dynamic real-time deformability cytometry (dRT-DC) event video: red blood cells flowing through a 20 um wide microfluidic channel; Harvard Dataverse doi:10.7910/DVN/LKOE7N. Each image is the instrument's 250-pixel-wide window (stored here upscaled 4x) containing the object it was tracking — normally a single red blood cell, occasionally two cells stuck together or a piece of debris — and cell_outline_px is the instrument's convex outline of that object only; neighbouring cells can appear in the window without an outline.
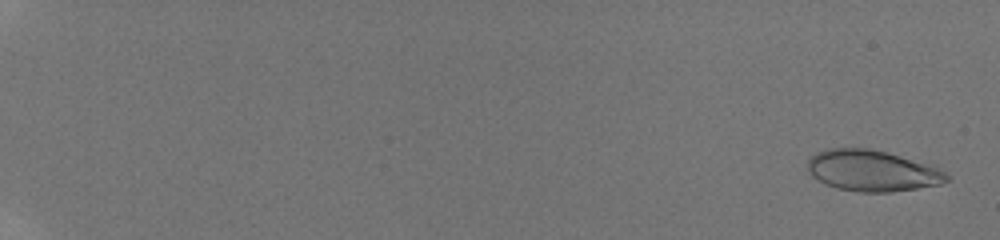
{"species": "human", "species_latin": "Homo sapiens", "temperature_condition": "room temperature", "stored_images_in_passage": 29, "camera_frame_rate_fps": 3000, "um_per_image_px": 0.085, "donor": {"sex": "male"}, "frame": {"image": 1, "passage_image": 2, "time_ms": 0.333, "image_size_px": [1000, 240], "cell_outline_px": [[948, 180], [940, 184], [892, 192], [860, 192], [836, 188], [824, 184], [812, 176], [808, 172], [808, 160], [816, 152], [828, 148], [868, 148], [888, 152], [936, 164], [948, 176]], "centroid_in_image_um": [74.17, 14.5], "position_along_channel_um": 10.8, "area_um2": 33.81}}
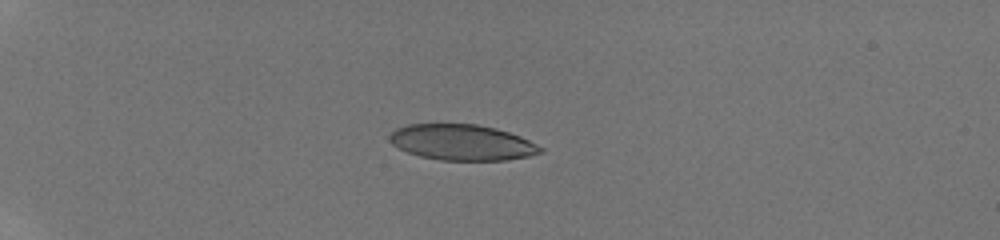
{"frame": {"image": 2, "passage_image": 17, "time_ms": 5.333, "image_size_px": [1000, 240], "cell_outline_px": [[544, 152], [528, 156], [504, 160], [440, 160], [420, 156], [408, 152], [392, 144], [388, 140], [388, 136], [396, 128], [408, 124], [476, 124], [496, 128], [520, 136], [544, 148]], "centroid_in_image_um": [39.26, 12.1], "position_along_channel_um": 45.7, "area_um2": 31.39}}
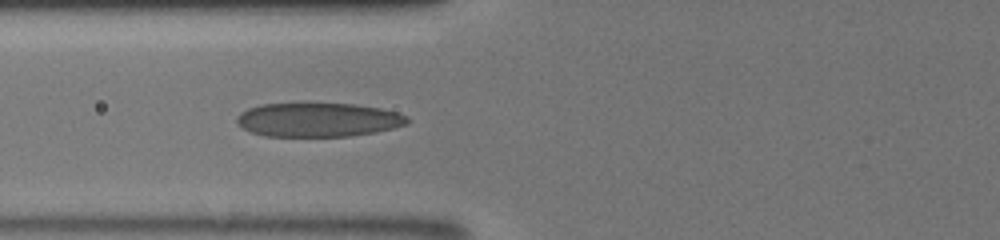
{"frame": {"image": 3, "passage_image": 28, "time_ms": 8.0, "image_size_px": [1000, 240], "cell_outline_px": [[408, 124], [376, 132], [348, 136], [264, 136], [252, 132], [236, 124], [236, 116], [240, 112], [248, 108], [260, 104], [300, 100], [356, 104], [380, 108], [396, 112], [408, 116]], "centroid_in_image_um": [26.98, 10.12], "position_along_channel_um": 98.8, "area_um2": 35.08}}